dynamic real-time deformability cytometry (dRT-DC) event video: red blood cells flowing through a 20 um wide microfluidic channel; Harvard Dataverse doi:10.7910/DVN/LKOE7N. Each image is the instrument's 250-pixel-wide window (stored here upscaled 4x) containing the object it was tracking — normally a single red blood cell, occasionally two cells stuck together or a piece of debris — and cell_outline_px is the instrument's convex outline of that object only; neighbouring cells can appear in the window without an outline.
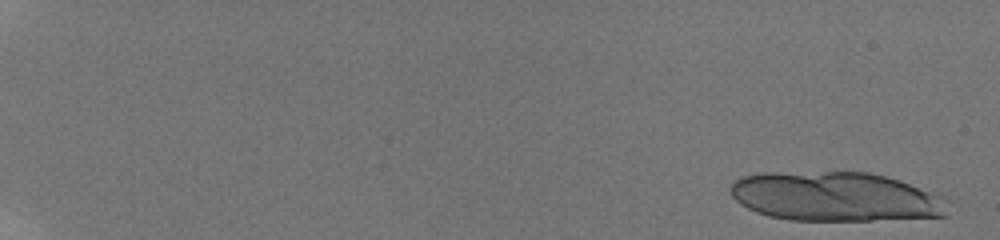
{"species": "human", "species_latin": "Homo sapiens", "temperature_condition": "room temperature", "stored_images_in_passage": 20, "camera_frame_rate_fps": 3000, "um_per_image_px": 0.085, "donor": {"sex": "male"}, "frame": {"image": 1, "passage_image": 2, "time_ms": 0.667, "image_size_px": [1000, 240], "cell_outline_px": [[948, 216], [872, 220], [788, 220], [768, 216], [756, 212], [740, 204], [732, 196], [732, 180], [740, 176], [764, 172], [868, 172], [900, 180], [940, 192], [944, 196]], "centroid_in_image_um": [71.05, 16.71], "position_along_channel_um": 14.0, "area_um2": 63.18}}